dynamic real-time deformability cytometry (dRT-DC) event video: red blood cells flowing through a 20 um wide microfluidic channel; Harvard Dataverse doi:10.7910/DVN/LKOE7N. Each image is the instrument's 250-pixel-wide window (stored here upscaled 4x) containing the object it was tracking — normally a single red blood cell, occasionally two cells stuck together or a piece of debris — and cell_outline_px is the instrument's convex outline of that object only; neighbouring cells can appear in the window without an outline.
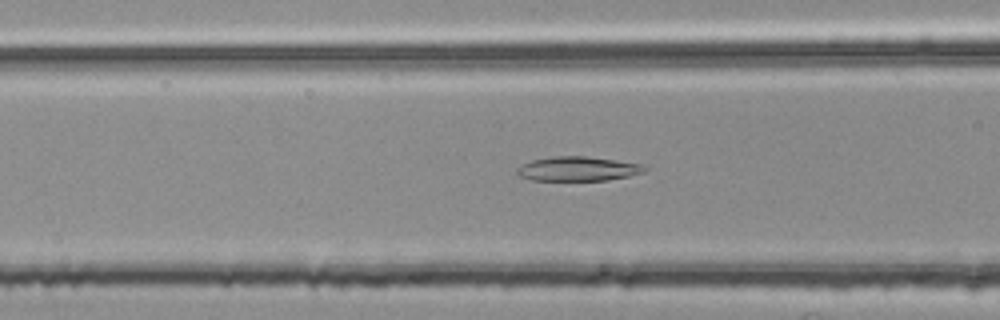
{"species": "common noctule bat (a hibernating species)", "species_latin": "Nyctalus noctula", "temperature_condition": "room temperature", "stored_images_in_passage": 37, "camera_frame_rate_fps": 3000, "um_per_image_px": 0.085, "animal": {"sex": "female", "body_mass_g": 25.1}, "frame": {"image": 1, "passage_image": 5, "time_ms": 1.333, "image_size_px": [1000, 320], "cell_outline_px": [[648, 168], [644, 172], [628, 176], [608, 180], [532, 180], [516, 176], [516, 168], [520, 164], [532, 160], [552, 156], [584, 156], [644, 164]], "centroid_in_image_um": [49.08, 14.35], "position_along_channel_um": 117.5, "area_um2": 18.26}}
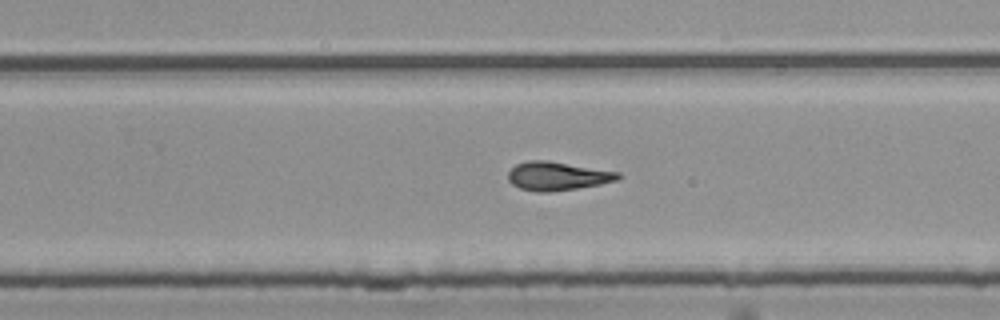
{"frame": {"image": 2, "passage_image": 18, "time_ms": 5.667, "image_size_px": [1000, 320], "cell_outline_px": [[620, 180], [600, 184], [576, 188], [548, 192], [536, 192], [520, 188], [512, 184], [508, 180], [508, 172], [516, 164], [528, 160], [548, 160], [620, 172]], "centroid_in_image_um": [47.38, 14.96], "position_along_channel_um": 282.4, "area_um2": 18.38}}
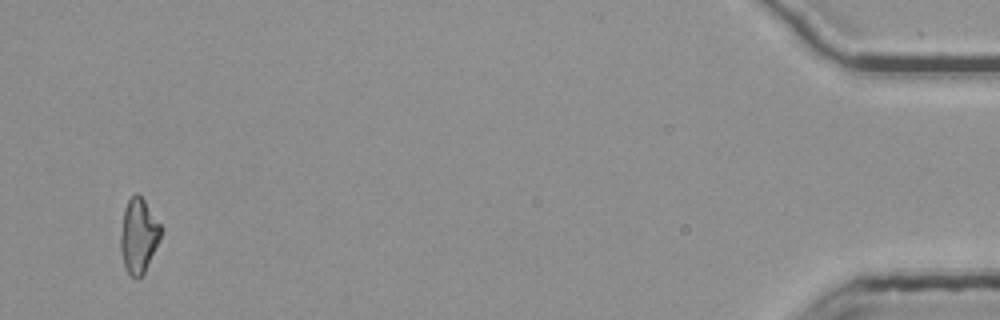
{"frame": {"image": 3, "passage_image": 36, "time_ms": 11.667, "image_size_px": [1000, 320], "cell_outline_px": [[160, 240], [144, 272], [140, 276], [132, 276], [128, 272], [124, 264], [120, 248], [120, 232], [124, 208], [128, 200], [136, 192], [144, 200], [160, 224]], "centroid_in_image_um": [11.76, 20.0], "position_along_channel_um": 423.4, "area_um2": 17.11}, "authors_computed_cell_mechanics": {"area_um2": 17.6868, "velocity_mm_per_s": 3.8129, "shape_relaxation_time_tau1_ms": null, "shape_relaxation_time_tau2_ms": 4.7463, "deformation_change_tau1": null, "deformation_change_tau2": 0.1513}}